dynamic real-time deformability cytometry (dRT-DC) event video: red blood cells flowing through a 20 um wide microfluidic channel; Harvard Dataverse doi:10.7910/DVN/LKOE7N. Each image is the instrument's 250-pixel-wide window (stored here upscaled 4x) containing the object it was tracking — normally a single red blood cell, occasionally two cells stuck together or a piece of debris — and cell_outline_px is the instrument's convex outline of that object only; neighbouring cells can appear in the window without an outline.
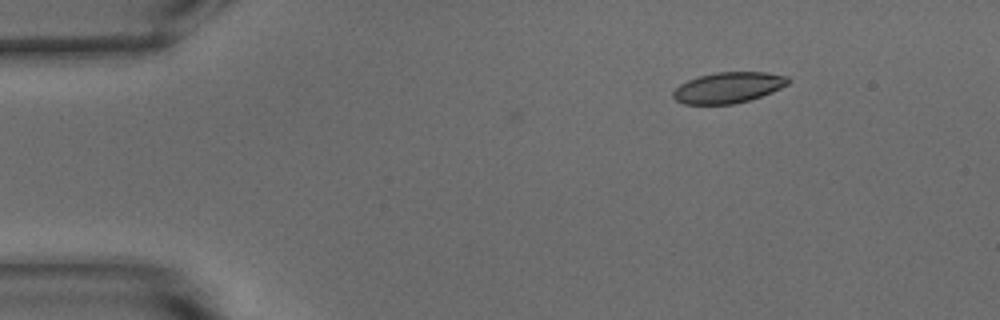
{"species": "common noctule bat (a hibernating species)", "species_latin": "Nyctalus noctula", "temperature_condition": "warm", "stored_images_in_passage": 8, "camera_frame_rate_fps": 3000, "um_per_image_px": 0.085, "animal": {"sex": "male", "body_mass_g": 15.6}, "frame": {"image": 1, "passage_image": 8, "time_ms": 2.333, "image_size_px": [1000, 320], "cell_outline_px": [[788, 84], [772, 92], [748, 100], [732, 104], [684, 104], [676, 100], [672, 96], [672, 92], [680, 84], [688, 80], [700, 76], [716, 72], [764, 72], [788, 76]], "centroid_in_image_um": [61.88, 7.44], "position_along_channel_um": 23.1, "area_um2": 20.46}}